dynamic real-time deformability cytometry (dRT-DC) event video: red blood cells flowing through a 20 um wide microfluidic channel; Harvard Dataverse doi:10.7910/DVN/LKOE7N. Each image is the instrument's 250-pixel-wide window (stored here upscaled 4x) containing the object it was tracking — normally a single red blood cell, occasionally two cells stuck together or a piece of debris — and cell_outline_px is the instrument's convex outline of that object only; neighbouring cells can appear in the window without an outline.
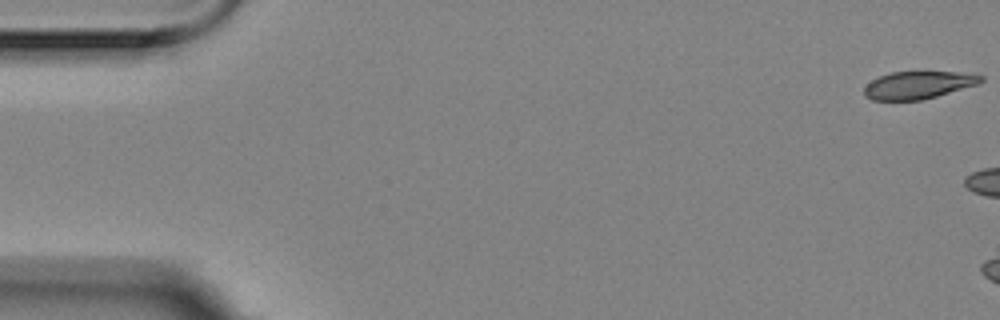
{"species": "Egyptian fruit bat (a non-hibernating species)", "species_latin": "Rousettus aegyptiacus", "temperature_condition": "room temperature", "stored_images_in_passage": 3, "camera_frame_rate_fps": 3000, "um_per_image_px": 0.085, "animal": {"sex": "female"}, "frame": {"image": 1, "passage_image": 1, "time_ms": 0.0, "image_size_px": [1000, 320], "cell_outline_px": [[984, 80], [980, 84], [936, 96], [920, 100], [872, 100], [864, 96], [864, 88], [872, 80], [880, 76], [892, 72], [956, 72], [984, 76]], "centroid_in_image_um": [78.06, 7.23], "position_along_channel_um": 6.9, "area_um2": 18.61}}